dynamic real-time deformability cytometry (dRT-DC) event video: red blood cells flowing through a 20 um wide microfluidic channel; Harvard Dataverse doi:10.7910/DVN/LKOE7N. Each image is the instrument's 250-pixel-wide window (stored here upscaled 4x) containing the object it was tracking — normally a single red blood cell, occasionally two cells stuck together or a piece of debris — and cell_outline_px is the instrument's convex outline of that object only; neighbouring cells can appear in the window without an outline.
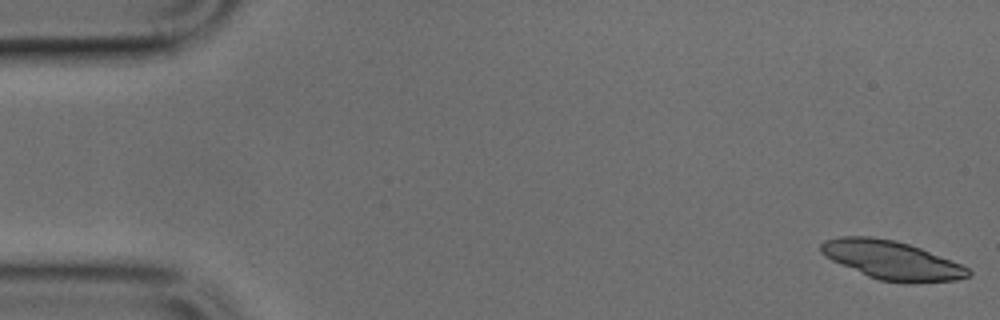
{"species": "common noctule bat (a hibernating species)", "species_latin": "Nyctalus noctula", "temperature_condition": "cold", "stored_images_in_passage": 48, "camera_frame_rate_fps": 3000, "um_per_image_px": 0.085, "animal": {"sex": "male", "body_mass_g": 17.9, "forearm_length_mm": 54.2}, "frame": {"image": 1, "passage_image": 1, "time_ms": 0.0, "image_size_px": [1000, 320], "cell_outline_px": [[972, 276], [956, 280], [908, 284], [880, 280], [868, 276], [840, 264], [824, 256], [820, 252], [820, 244], [824, 240], [840, 236], [872, 236], [896, 240], [920, 248], [960, 264], [968, 268], [972, 272]], "centroid_in_image_um": [75.79, 22.12], "position_along_channel_um": 9.2, "area_um2": 33.29}}